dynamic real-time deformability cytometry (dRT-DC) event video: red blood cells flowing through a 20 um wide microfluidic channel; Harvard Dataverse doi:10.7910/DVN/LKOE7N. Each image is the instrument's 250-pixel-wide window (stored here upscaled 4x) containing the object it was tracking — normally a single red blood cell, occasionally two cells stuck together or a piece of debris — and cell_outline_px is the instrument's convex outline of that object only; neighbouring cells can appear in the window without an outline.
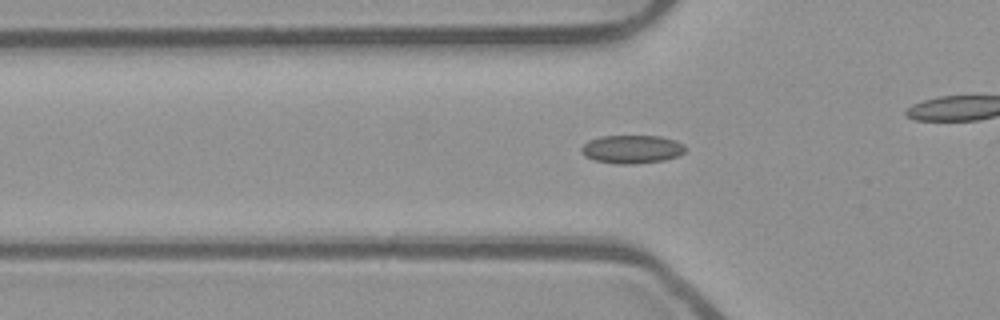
{"species": "common noctule bat (a hibernating species)", "species_latin": "Nyctalus noctula", "temperature_condition": "room temperature", "stored_images_in_passage": 50, "camera_frame_rate_fps": 3000, "um_per_image_px": 0.085, "animal": {"sex": "male", "body_mass_g": 23.1, "forearm_length_mm": 52.7}, "frame": {"image": 1, "passage_image": 14, "time_ms": 4.333, "image_size_px": [1000, 320], "cell_outline_px": [[684, 152], [680, 156], [664, 160], [636, 164], [616, 164], [596, 160], [584, 156], [580, 152], [580, 148], [588, 140], [600, 136], [660, 136], [676, 140], [684, 144]], "centroid_in_image_um": [53.7, 12.68], "position_along_channel_um": 72.1, "area_um2": 17.34}}
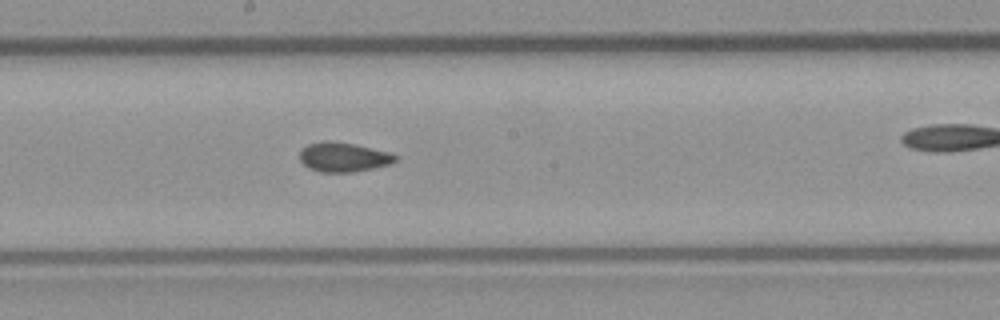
{"frame": {"image": 2, "passage_image": 25, "time_ms": 8.0, "image_size_px": [1000, 320], "cell_outline_px": [[396, 160], [388, 164], [372, 168], [352, 172], [320, 172], [308, 168], [300, 160], [300, 152], [308, 144], [324, 140], [328, 140], [352, 144], [388, 152], [396, 156]], "centroid_in_image_um": [29.13, 13.35], "position_along_channel_um": 219.1, "area_um2": 16.07}}
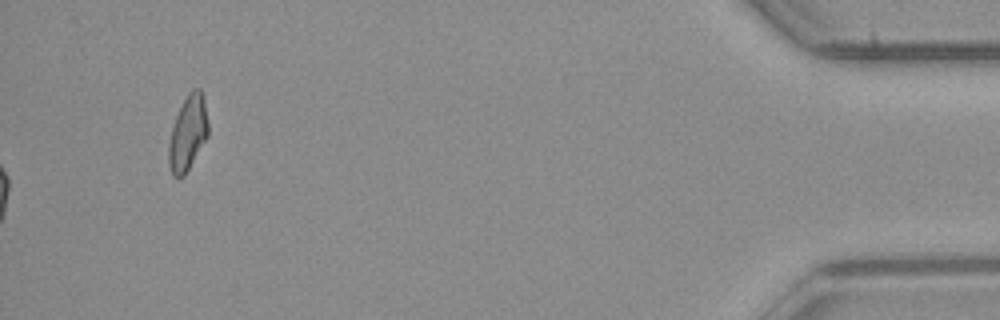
{"frame": {"image": 3, "passage_image": 50, "time_ms": 16.333, "image_size_px": [1000, 320], "cell_outline_px": [[208, 136], [184, 176], [172, 176], [168, 164], [168, 144], [172, 128], [176, 116], [188, 92], [192, 88], [200, 88], [204, 96], [208, 120]], "centroid_in_image_um": [15.97, 11.29], "position_along_channel_um": 419.2, "area_um2": 17.28}, "authors_computed_cell_mechanics": {"area_um2": 16.3285, "velocity_mm_per_s": 3.9735, "shape_relaxation_time_tau1_ms": null, "shape_relaxation_time_tau2_ms": 1.3118, "deformation_change_tau1": null, "deformation_change_tau2": 0.0578}}